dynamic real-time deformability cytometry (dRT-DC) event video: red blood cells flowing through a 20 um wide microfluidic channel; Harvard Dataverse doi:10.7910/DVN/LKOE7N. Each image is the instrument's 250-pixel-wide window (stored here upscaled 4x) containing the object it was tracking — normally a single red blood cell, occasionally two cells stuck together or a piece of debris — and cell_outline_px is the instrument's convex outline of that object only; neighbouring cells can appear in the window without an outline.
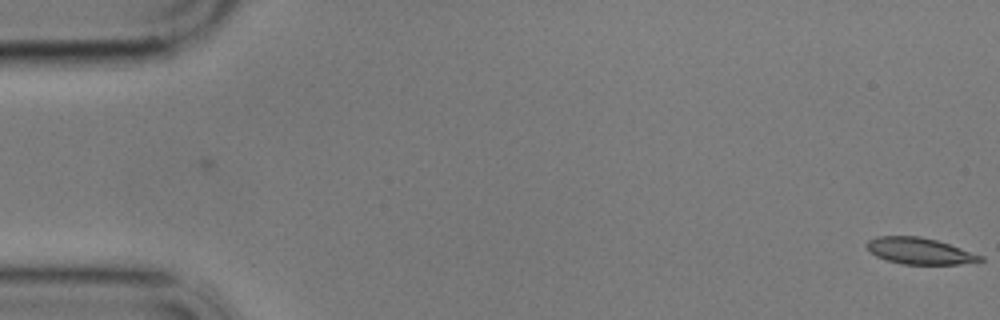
{"species": "common noctule bat (a hibernating species)", "species_latin": "Nyctalus noctula", "temperature_condition": "cold", "stored_images_in_passage": 3, "camera_frame_rate_fps": 3000, "um_per_image_px": 0.085, "animal": {"sex": "male", "body_mass_g": 17.9}, "frame": {"image": 1, "passage_image": 3, "time_ms": 0.667, "image_size_px": [1000, 320], "cell_outline_px": [[984, 260], [960, 264], [900, 264], [876, 256], [864, 244], [868, 240], [876, 236], [920, 236], [936, 240], [984, 256]], "centroid_in_image_um": [78.14, 21.33], "position_along_channel_um": 6.9, "area_um2": 17.34}}